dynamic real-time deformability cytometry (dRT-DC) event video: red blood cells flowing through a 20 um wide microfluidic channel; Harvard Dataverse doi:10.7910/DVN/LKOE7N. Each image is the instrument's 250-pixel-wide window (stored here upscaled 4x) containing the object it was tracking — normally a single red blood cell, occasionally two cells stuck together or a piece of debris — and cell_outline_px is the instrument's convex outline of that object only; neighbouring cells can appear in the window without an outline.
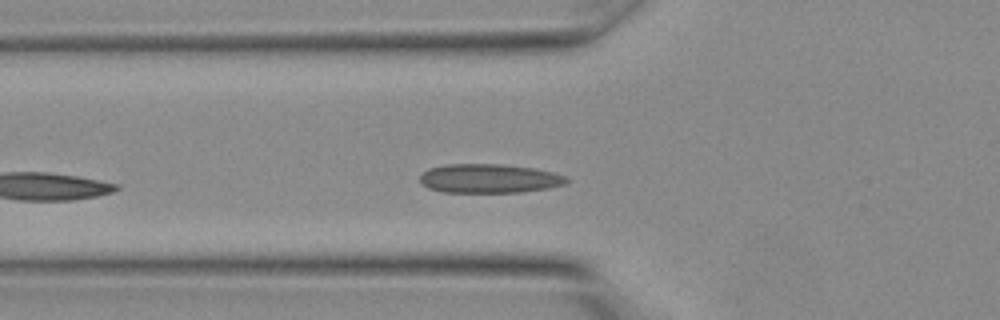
{"species": "Egyptian fruit bat (a non-hibernating species)", "species_latin": "Rousettus aegyptiacus", "temperature_condition": "warm", "stored_images_in_passage": 11, "camera_frame_rate_fps": 3000, "um_per_image_px": 0.085, "animal": {"sex": "female"}, "frame": {"image": 1, "passage_image": 7, "time_ms": 2.0, "image_size_px": [1000, 320], "cell_outline_px": [[568, 180], [564, 184], [548, 188], [520, 192], [444, 192], [428, 188], [420, 184], [420, 176], [428, 168], [448, 164], [500, 164], [532, 168], [552, 172], [564, 176]], "centroid_in_image_um": [41.53, 15.17], "position_along_channel_um": 84.3, "area_um2": 24.62}}
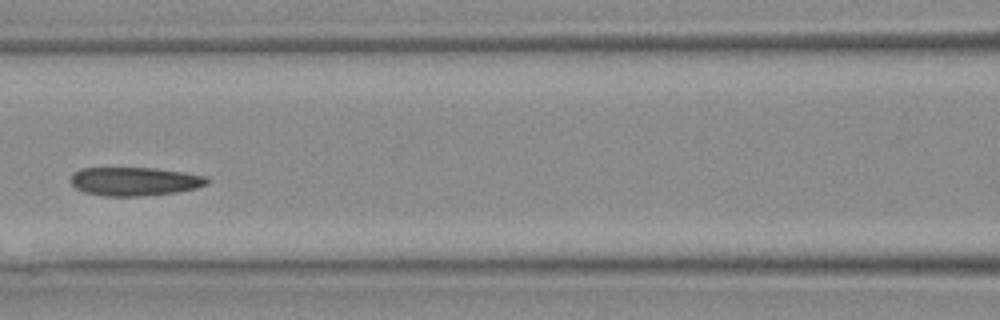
{"frame": {"image": 2, "passage_image": 10, "time_ms": 3.0, "image_size_px": [1000, 320], "cell_outline_px": [[208, 184], [196, 188], [176, 192], [140, 196], [104, 196], [84, 192], [76, 188], [68, 180], [72, 172], [80, 168], [156, 168], [184, 172], [208, 176]], "centroid_in_image_um": [11.41, 15.41], "position_along_channel_um": 155.2, "area_um2": 22.95}}